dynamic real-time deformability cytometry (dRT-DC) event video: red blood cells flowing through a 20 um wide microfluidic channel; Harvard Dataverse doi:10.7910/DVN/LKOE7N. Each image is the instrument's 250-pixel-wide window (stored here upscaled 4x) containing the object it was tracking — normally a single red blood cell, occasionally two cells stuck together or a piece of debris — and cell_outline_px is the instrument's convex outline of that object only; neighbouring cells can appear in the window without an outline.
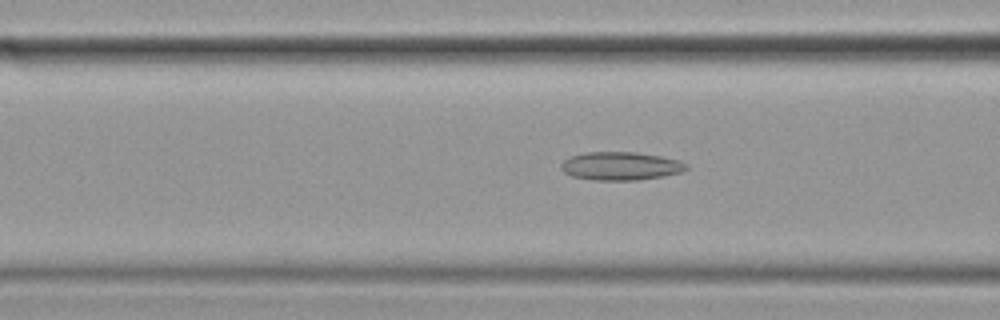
{"species": "common noctule bat (a hibernating species)", "species_latin": "Nyctalus noctula", "temperature_condition": "cold", "stored_images_in_passage": 57, "camera_frame_rate_fps": 3000, "um_per_image_px": 0.085, "animal": {"sex": "female", "body_mass_g": 19.9}, "frame": {"image": 1, "passage_image": 22, "time_ms": 7.0, "image_size_px": [1000, 320], "cell_outline_px": [[688, 168], [680, 172], [664, 176], [640, 180], [592, 180], [572, 176], [564, 172], [560, 168], [560, 164], [564, 160], [572, 156], [584, 152], [636, 152], [660, 156], [680, 160], [688, 164]], "centroid_in_image_um": [52.76, 14.11], "position_along_channel_um": 113.8, "area_um2": 20.75}}
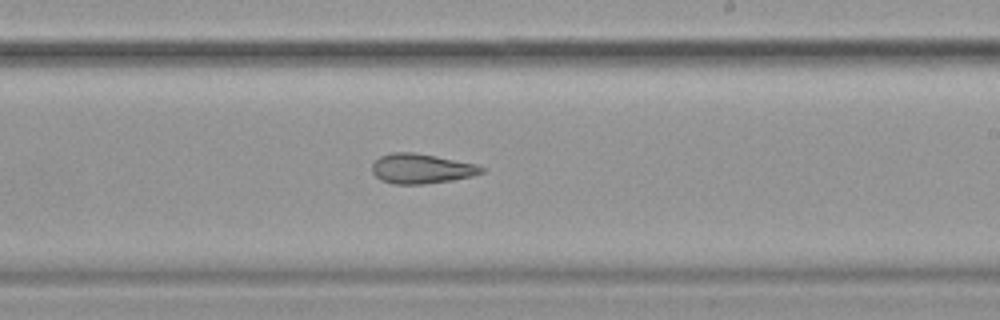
{"frame": {"image": 2, "passage_image": 34, "time_ms": 11.0, "image_size_px": [1000, 320], "cell_outline_px": [[484, 172], [472, 176], [452, 180], [424, 184], [392, 184], [380, 180], [372, 172], [372, 164], [380, 156], [392, 152], [412, 152], [436, 156], [476, 164], [484, 168]], "centroid_in_image_um": [35.8, 14.34], "position_along_channel_um": 253.2, "area_um2": 19.02}}
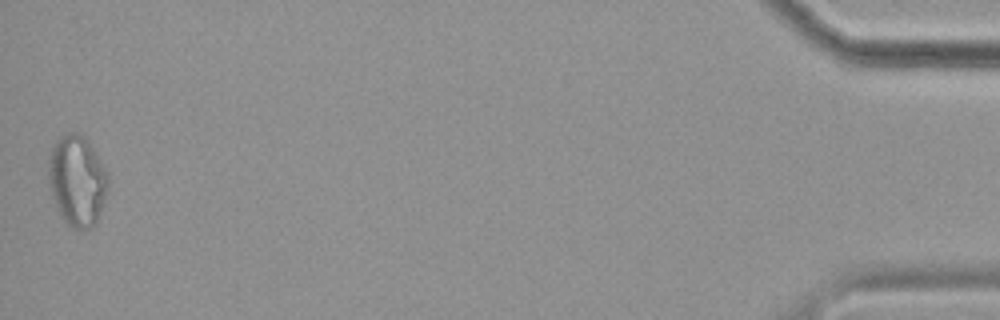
{"frame": {"image": 3, "passage_image": 57, "time_ms": 18.667, "image_size_px": [1000, 320], "cell_outline_px": [[108, 180], [100, 212], [92, 228], [72, 228], [64, 220], [52, 196], [48, 176], [48, 168], [52, 148], [56, 140], [64, 132], [80, 132], [88, 140], [108, 172]], "centroid_in_image_um": [6.55, 15.29], "position_along_channel_um": 428.7, "area_um2": 31.1}, "authors_computed_cell_mechanics": {"area_um2": 22.3108, "velocity_mm_per_s": 3.4873, "shape_relaxation_time_tau1_ms": null, "shape_relaxation_time_tau2_ms": 3.9243, "deformation_change_tau1": null, "deformation_change_tau2": 0.1268}}